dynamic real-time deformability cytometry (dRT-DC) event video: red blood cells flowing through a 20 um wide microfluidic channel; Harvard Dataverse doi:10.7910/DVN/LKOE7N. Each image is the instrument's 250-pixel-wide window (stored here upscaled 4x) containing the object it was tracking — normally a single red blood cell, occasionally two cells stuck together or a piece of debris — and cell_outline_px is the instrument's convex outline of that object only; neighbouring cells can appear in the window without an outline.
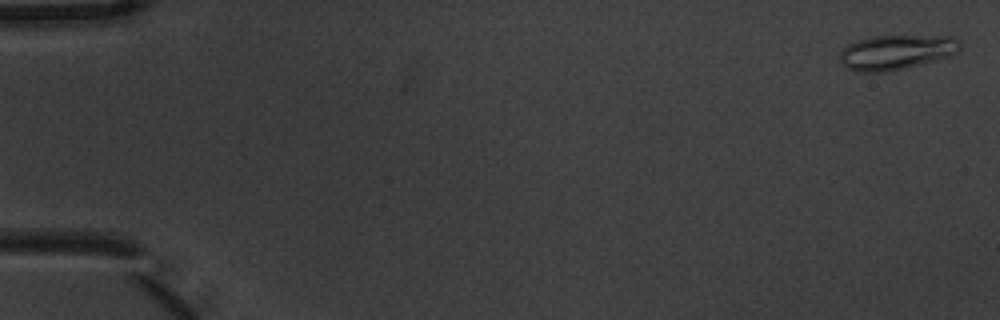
{"species": "common noctule bat (a hibernating species)", "species_latin": "Nyctalus noctula", "temperature_condition": "warm", "stored_images_in_passage": 8, "camera_frame_rate_fps": 3000, "um_per_image_px": 0.085, "animal": {"sex": "male", "body_mass_g": 20.1, "forearm_length_mm": 53.5}, "frame": {"image": 1, "passage_image": 1, "time_ms": 0.0, "image_size_px": [1000, 320], "cell_outline_px": [[960, 52], [948, 56], [920, 64], [888, 72], [860, 72], [848, 68], [840, 60], [840, 52], [848, 44], [856, 40], [868, 36], [952, 36], [960, 40]], "centroid_in_image_um": [76.19, 4.42], "position_along_channel_um": 8.8, "area_um2": 24.33}}
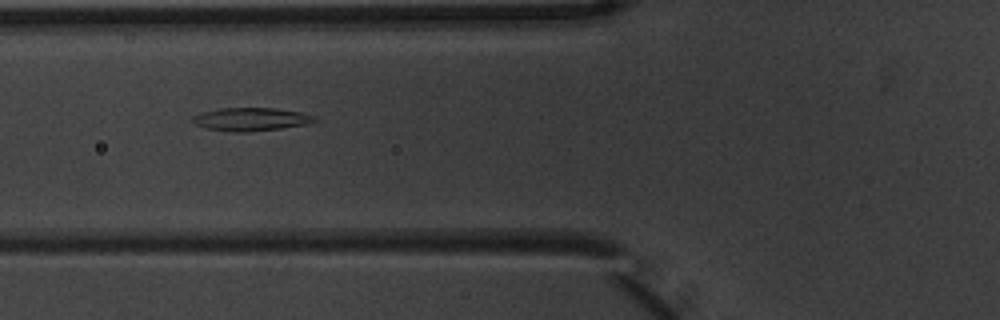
{"frame": {"image": 2, "passage_image": 7, "time_ms": 2.0, "image_size_px": [1000, 320], "cell_outline_px": [[320, 120], [304, 124], [280, 128], [248, 132], [232, 132], [204, 128], [196, 124], [192, 120], [192, 116], [204, 112], [220, 108], [276, 108], [300, 112], [316, 116]], "centroid_in_image_um": [21.34, 10.13], "position_along_channel_um": 104.5, "area_um2": 16.42}}
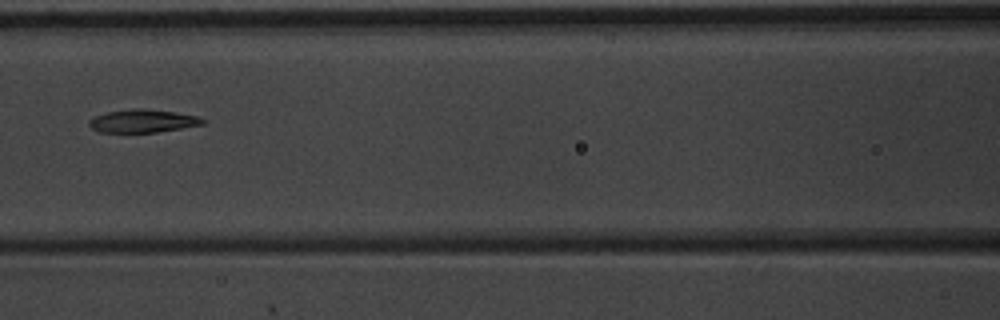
{"frame": {"image": 3, "passage_image": 8, "time_ms": 2.333, "image_size_px": [1000, 320], "cell_outline_px": [[208, 120], [204, 124], [156, 132], [100, 132], [92, 128], [88, 124], [88, 120], [96, 116], [108, 112], [132, 108], [140, 108], [176, 112], [196, 116]], "centroid_in_image_um": [12.14, 10.28], "position_along_channel_um": 154.5, "area_um2": 15.14}}